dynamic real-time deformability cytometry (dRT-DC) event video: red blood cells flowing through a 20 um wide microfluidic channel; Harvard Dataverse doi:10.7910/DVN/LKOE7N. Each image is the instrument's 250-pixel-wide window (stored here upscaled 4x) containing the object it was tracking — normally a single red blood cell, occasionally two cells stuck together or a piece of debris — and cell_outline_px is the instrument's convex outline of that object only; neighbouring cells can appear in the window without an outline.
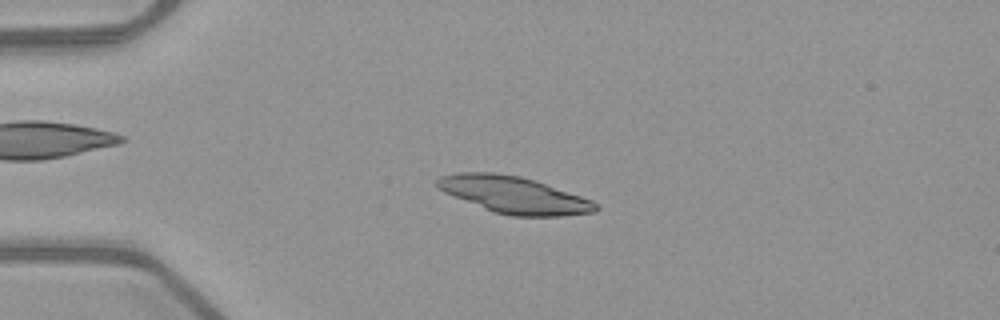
{"species": "common noctule bat (a hibernating species)", "species_latin": "Nyctalus noctula", "temperature_condition": "warm", "stored_images_in_passage": 52, "camera_frame_rate_fps": 3000, "um_per_image_px": 0.085, "animal": {"sex": "female", "body_mass_g": 21.9}, "frame": {"image": 1, "passage_image": 13, "time_ms": 4.0, "image_size_px": [1000, 320], "cell_outline_px": [[600, 208], [596, 212], [560, 216], [508, 216], [492, 212], [444, 192], [436, 184], [436, 180], [440, 176], [456, 172], [492, 172], [520, 176], [592, 200]], "centroid_in_image_um": [43.66, 16.57], "position_along_channel_um": 41.3, "area_um2": 33.76}}